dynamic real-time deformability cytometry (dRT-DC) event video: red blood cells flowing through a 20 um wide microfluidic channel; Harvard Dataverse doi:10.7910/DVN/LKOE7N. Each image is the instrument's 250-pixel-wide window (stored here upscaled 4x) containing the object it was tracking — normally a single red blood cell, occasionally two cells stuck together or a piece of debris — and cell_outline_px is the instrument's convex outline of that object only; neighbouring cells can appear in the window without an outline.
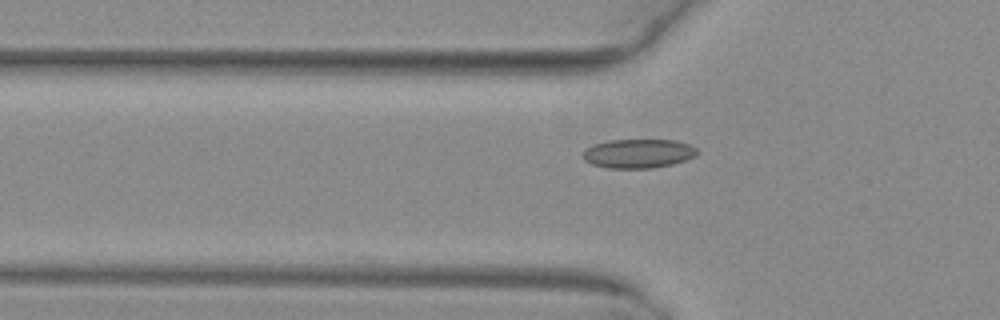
{"species": "common noctule bat (a hibernating species)", "species_latin": "Nyctalus noctula", "temperature_condition": "warm", "stored_images_in_passage": 5, "camera_frame_rate_fps": 3000, "um_per_image_px": 0.085, "animal": {"sex": "female", "body_mass_g": 29.2, "forearm_length_mm": 56.3}, "frame": {"image": 1, "passage_image": 5, "time_ms": 1.333, "image_size_px": [1000, 320], "cell_outline_px": [[696, 156], [672, 164], [652, 168], [608, 168], [592, 164], [584, 160], [580, 156], [584, 148], [592, 144], [608, 140], [676, 140], [688, 144], [696, 148]], "centroid_in_image_um": [54.18, 13.04], "position_along_channel_um": 71.6, "area_um2": 19.48}}